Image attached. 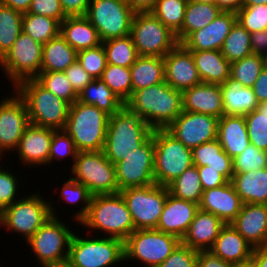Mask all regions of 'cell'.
Returning a JSON list of instances; mask_svg holds the SVG:
<instances>
[{"instance_id": "cell-16", "label": "cell", "mask_w": 267, "mask_h": 267, "mask_svg": "<svg viewBox=\"0 0 267 267\" xmlns=\"http://www.w3.org/2000/svg\"><path fill=\"white\" fill-rule=\"evenodd\" d=\"M115 168L119 192L127 188L155 184L153 136L115 164Z\"/></svg>"}, {"instance_id": "cell-23", "label": "cell", "mask_w": 267, "mask_h": 267, "mask_svg": "<svg viewBox=\"0 0 267 267\" xmlns=\"http://www.w3.org/2000/svg\"><path fill=\"white\" fill-rule=\"evenodd\" d=\"M198 210L197 203L168 194L156 229L182 240Z\"/></svg>"}, {"instance_id": "cell-33", "label": "cell", "mask_w": 267, "mask_h": 267, "mask_svg": "<svg viewBox=\"0 0 267 267\" xmlns=\"http://www.w3.org/2000/svg\"><path fill=\"white\" fill-rule=\"evenodd\" d=\"M193 165L207 166L222 174L231 181L233 172V159L223 150L218 139L205 142L192 149Z\"/></svg>"}, {"instance_id": "cell-39", "label": "cell", "mask_w": 267, "mask_h": 267, "mask_svg": "<svg viewBox=\"0 0 267 267\" xmlns=\"http://www.w3.org/2000/svg\"><path fill=\"white\" fill-rule=\"evenodd\" d=\"M22 32L45 44L60 34V22L47 16L23 13Z\"/></svg>"}, {"instance_id": "cell-49", "label": "cell", "mask_w": 267, "mask_h": 267, "mask_svg": "<svg viewBox=\"0 0 267 267\" xmlns=\"http://www.w3.org/2000/svg\"><path fill=\"white\" fill-rule=\"evenodd\" d=\"M267 168V151L257 149L249 144L240 154L233 158V172L245 173Z\"/></svg>"}, {"instance_id": "cell-46", "label": "cell", "mask_w": 267, "mask_h": 267, "mask_svg": "<svg viewBox=\"0 0 267 267\" xmlns=\"http://www.w3.org/2000/svg\"><path fill=\"white\" fill-rule=\"evenodd\" d=\"M262 69L261 56L251 54L230 64V78L252 88Z\"/></svg>"}, {"instance_id": "cell-4", "label": "cell", "mask_w": 267, "mask_h": 267, "mask_svg": "<svg viewBox=\"0 0 267 267\" xmlns=\"http://www.w3.org/2000/svg\"><path fill=\"white\" fill-rule=\"evenodd\" d=\"M79 224L104 232V237L117 238L123 242L136 230L120 193L93 195L88 212Z\"/></svg>"}, {"instance_id": "cell-35", "label": "cell", "mask_w": 267, "mask_h": 267, "mask_svg": "<svg viewBox=\"0 0 267 267\" xmlns=\"http://www.w3.org/2000/svg\"><path fill=\"white\" fill-rule=\"evenodd\" d=\"M132 93L165 82L164 59L157 56H138L130 67Z\"/></svg>"}, {"instance_id": "cell-12", "label": "cell", "mask_w": 267, "mask_h": 267, "mask_svg": "<svg viewBox=\"0 0 267 267\" xmlns=\"http://www.w3.org/2000/svg\"><path fill=\"white\" fill-rule=\"evenodd\" d=\"M130 35L138 56L164 58L179 43L176 34L151 12L135 13Z\"/></svg>"}, {"instance_id": "cell-2", "label": "cell", "mask_w": 267, "mask_h": 267, "mask_svg": "<svg viewBox=\"0 0 267 267\" xmlns=\"http://www.w3.org/2000/svg\"><path fill=\"white\" fill-rule=\"evenodd\" d=\"M14 91L24 100L29 123L55 130H64L71 104L55 96L35 78L20 81Z\"/></svg>"}, {"instance_id": "cell-7", "label": "cell", "mask_w": 267, "mask_h": 267, "mask_svg": "<svg viewBox=\"0 0 267 267\" xmlns=\"http://www.w3.org/2000/svg\"><path fill=\"white\" fill-rule=\"evenodd\" d=\"M73 230L60 221L59 217L51 216L31 236L27 243L31 247L42 267H58L68 261Z\"/></svg>"}, {"instance_id": "cell-53", "label": "cell", "mask_w": 267, "mask_h": 267, "mask_svg": "<svg viewBox=\"0 0 267 267\" xmlns=\"http://www.w3.org/2000/svg\"><path fill=\"white\" fill-rule=\"evenodd\" d=\"M17 176L12 174L9 170L1 169L0 166V210L3 211L5 208L12 205L17 196L18 183ZM18 181V182H17ZM16 196V197H15Z\"/></svg>"}, {"instance_id": "cell-44", "label": "cell", "mask_w": 267, "mask_h": 267, "mask_svg": "<svg viewBox=\"0 0 267 267\" xmlns=\"http://www.w3.org/2000/svg\"><path fill=\"white\" fill-rule=\"evenodd\" d=\"M250 144L267 151V101L258 103L257 108L245 115Z\"/></svg>"}, {"instance_id": "cell-13", "label": "cell", "mask_w": 267, "mask_h": 267, "mask_svg": "<svg viewBox=\"0 0 267 267\" xmlns=\"http://www.w3.org/2000/svg\"><path fill=\"white\" fill-rule=\"evenodd\" d=\"M134 15L126 0H91L85 17L104 42L130 35Z\"/></svg>"}, {"instance_id": "cell-20", "label": "cell", "mask_w": 267, "mask_h": 267, "mask_svg": "<svg viewBox=\"0 0 267 267\" xmlns=\"http://www.w3.org/2000/svg\"><path fill=\"white\" fill-rule=\"evenodd\" d=\"M237 22L235 12H224L200 30L190 33L181 44L190 51L221 50L231 28Z\"/></svg>"}, {"instance_id": "cell-24", "label": "cell", "mask_w": 267, "mask_h": 267, "mask_svg": "<svg viewBox=\"0 0 267 267\" xmlns=\"http://www.w3.org/2000/svg\"><path fill=\"white\" fill-rule=\"evenodd\" d=\"M254 248L267 245V205L243 204L230 223Z\"/></svg>"}, {"instance_id": "cell-15", "label": "cell", "mask_w": 267, "mask_h": 267, "mask_svg": "<svg viewBox=\"0 0 267 267\" xmlns=\"http://www.w3.org/2000/svg\"><path fill=\"white\" fill-rule=\"evenodd\" d=\"M43 44L23 32L0 59V66L15 87L20 81L35 78L41 72Z\"/></svg>"}, {"instance_id": "cell-45", "label": "cell", "mask_w": 267, "mask_h": 267, "mask_svg": "<svg viewBox=\"0 0 267 267\" xmlns=\"http://www.w3.org/2000/svg\"><path fill=\"white\" fill-rule=\"evenodd\" d=\"M124 103L132 95V81L129 67L107 64L101 78Z\"/></svg>"}, {"instance_id": "cell-48", "label": "cell", "mask_w": 267, "mask_h": 267, "mask_svg": "<svg viewBox=\"0 0 267 267\" xmlns=\"http://www.w3.org/2000/svg\"><path fill=\"white\" fill-rule=\"evenodd\" d=\"M62 185L60 199L63 198L69 204L83 202L82 208L73 216L75 217L73 219L79 223L86 216L93 195L85 185L73 180L71 177Z\"/></svg>"}, {"instance_id": "cell-27", "label": "cell", "mask_w": 267, "mask_h": 267, "mask_svg": "<svg viewBox=\"0 0 267 267\" xmlns=\"http://www.w3.org/2000/svg\"><path fill=\"white\" fill-rule=\"evenodd\" d=\"M254 247L231 225L226 224L220 231L210 251L233 265L252 257Z\"/></svg>"}, {"instance_id": "cell-37", "label": "cell", "mask_w": 267, "mask_h": 267, "mask_svg": "<svg viewBox=\"0 0 267 267\" xmlns=\"http://www.w3.org/2000/svg\"><path fill=\"white\" fill-rule=\"evenodd\" d=\"M222 10L215 3L188 1L181 30L176 34L181 43L190 33L200 30L221 14Z\"/></svg>"}, {"instance_id": "cell-21", "label": "cell", "mask_w": 267, "mask_h": 267, "mask_svg": "<svg viewBox=\"0 0 267 267\" xmlns=\"http://www.w3.org/2000/svg\"><path fill=\"white\" fill-rule=\"evenodd\" d=\"M55 131L52 128L29 124L24 129L16 149L21 163L30 166L48 165L52 136Z\"/></svg>"}, {"instance_id": "cell-65", "label": "cell", "mask_w": 267, "mask_h": 267, "mask_svg": "<svg viewBox=\"0 0 267 267\" xmlns=\"http://www.w3.org/2000/svg\"><path fill=\"white\" fill-rule=\"evenodd\" d=\"M252 257L258 267H267V245L254 248Z\"/></svg>"}, {"instance_id": "cell-22", "label": "cell", "mask_w": 267, "mask_h": 267, "mask_svg": "<svg viewBox=\"0 0 267 267\" xmlns=\"http://www.w3.org/2000/svg\"><path fill=\"white\" fill-rule=\"evenodd\" d=\"M199 209L212 213L225 224H230L240 213L243 202L231 181L227 184L203 191Z\"/></svg>"}, {"instance_id": "cell-5", "label": "cell", "mask_w": 267, "mask_h": 267, "mask_svg": "<svg viewBox=\"0 0 267 267\" xmlns=\"http://www.w3.org/2000/svg\"><path fill=\"white\" fill-rule=\"evenodd\" d=\"M109 115L96 106L75 101L69 110L65 131L71 136L78 152L104 149Z\"/></svg>"}, {"instance_id": "cell-25", "label": "cell", "mask_w": 267, "mask_h": 267, "mask_svg": "<svg viewBox=\"0 0 267 267\" xmlns=\"http://www.w3.org/2000/svg\"><path fill=\"white\" fill-rule=\"evenodd\" d=\"M183 110L221 118L224 115L220 84L200 83L182 92Z\"/></svg>"}, {"instance_id": "cell-61", "label": "cell", "mask_w": 267, "mask_h": 267, "mask_svg": "<svg viewBox=\"0 0 267 267\" xmlns=\"http://www.w3.org/2000/svg\"><path fill=\"white\" fill-rule=\"evenodd\" d=\"M251 50L256 55L267 52V30L251 33Z\"/></svg>"}, {"instance_id": "cell-38", "label": "cell", "mask_w": 267, "mask_h": 267, "mask_svg": "<svg viewBox=\"0 0 267 267\" xmlns=\"http://www.w3.org/2000/svg\"><path fill=\"white\" fill-rule=\"evenodd\" d=\"M167 188L169 194L173 197L199 204L203 189L197 167L192 165L187 168L178 178L172 181Z\"/></svg>"}, {"instance_id": "cell-68", "label": "cell", "mask_w": 267, "mask_h": 267, "mask_svg": "<svg viewBox=\"0 0 267 267\" xmlns=\"http://www.w3.org/2000/svg\"><path fill=\"white\" fill-rule=\"evenodd\" d=\"M260 56L262 59V68L267 70V52L262 53Z\"/></svg>"}, {"instance_id": "cell-52", "label": "cell", "mask_w": 267, "mask_h": 267, "mask_svg": "<svg viewBox=\"0 0 267 267\" xmlns=\"http://www.w3.org/2000/svg\"><path fill=\"white\" fill-rule=\"evenodd\" d=\"M78 150L72 140L71 136L65 130H56L53 133L50 154H49V164L53 161L60 160L67 157L68 155L72 156V161L77 157Z\"/></svg>"}, {"instance_id": "cell-64", "label": "cell", "mask_w": 267, "mask_h": 267, "mask_svg": "<svg viewBox=\"0 0 267 267\" xmlns=\"http://www.w3.org/2000/svg\"><path fill=\"white\" fill-rule=\"evenodd\" d=\"M0 2L23 14L29 11L32 0H0Z\"/></svg>"}, {"instance_id": "cell-11", "label": "cell", "mask_w": 267, "mask_h": 267, "mask_svg": "<svg viewBox=\"0 0 267 267\" xmlns=\"http://www.w3.org/2000/svg\"><path fill=\"white\" fill-rule=\"evenodd\" d=\"M180 243L178 237L157 229L134 230L124 241V260L158 267Z\"/></svg>"}, {"instance_id": "cell-66", "label": "cell", "mask_w": 267, "mask_h": 267, "mask_svg": "<svg viewBox=\"0 0 267 267\" xmlns=\"http://www.w3.org/2000/svg\"><path fill=\"white\" fill-rule=\"evenodd\" d=\"M232 267H258L255 259L253 257L241 261L239 263L233 264Z\"/></svg>"}, {"instance_id": "cell-9", "label": "cell", "mask_w": 267, "mask_h": 267, "mask_svg": "<svg viewBox=\"0 0 267 267\" xmlns=\"http://www.w3.org/2000/svg\"><path fill=\"white\" fill-rule=\"evenodd\" d=\"M70 169L74 174L71 178L85 185L92 195L119 193L115 165L103 150L78 152Z\"/></svg>"}, {"instance_id": "cell-14", "label": "cell", "mask_w": 267, "mask_h": 267, "mask_svg": "<svg viewBox=\"0 0 267 267\" xmlns=\"http://www.w3.org/2000/svg\"><path fill=\"white\" fill-rule=\"evenodd\" d=\"M132 216L136 230L156 229L167 195L166 186L153 184L127 188L119 192Z\"/></svg>"}, {"instance_id": "cell-17", "label": "cell", "mask_w": 267, "mask_h": 267, "mask_svg": "<svg viewBox=\"0 0 267 267\" xmlns=\"http://www.w3.org/2000/svg\"><path fill=\"white\" fill-rule=\"evenodd\" d=\"M218 120L212 115L183 110L165 130L186 147L193 149L217 139Z\"/></svg>"}, {"instance_id": "cell-62", "label": "cell", "mask_w": 267, "mask_h": 267, "mask_svg": "<svg viewBox=\"0 0 267 267\" xmlns=\"http://www.w3.org/2000/svg\"><path fill=\"white\" fill-rule=\"evenodd\" d=\"M158 0H126L131 9L136 12H150Z\"/></svg>"}, {"instance_id": "cell-50", "label": "cell", "mask_w": 267, "mask_h": 267, "mask_svg": "<svg viewBox=\"0 0 267 267\" xmlns=\"http://www.w3.org/2000/svg\"><path fill=\"white\" fill-rule=\"evenodd\" d=\"M77 60L82 68L93 78H101L107 66L106 53L103 44L78 51Z\"/></svg>"}, {"instance_id": "cell-6", "label": "cell", "mask_w": 267, "mask_h": 267, "mask_svg": "<svg viewBox=\"0 0 267 267\" xmlns=\"http://www.w3.org/2000/svg\"><path fill=\"white\" fill-rule=\"evenodd\" d=\"M154 179L168 186L193 165L192 149L175 139L165 129H154Z\"/></svg>"}, {"instance_id": "cell-41", "label": "cell", "mask_w": 267, "mask_h": 267, "mask_svg": "<svg viewBox=\"0 0 267 267\" xmlns=\"http://www.w3.org/2000/svg\"><path fill=\"white\" fill-rule=\"evenodd\" d=\"M102 44L107 64L130 68L138 57L131 35L108 39Z\"/></svg>"}, {"instance_id": "cell-10", "label": "cell", "mask_w": 267, "mask_h": 267, "mask_svg": "<svg viewBox=\"0 0 267 267\" xmlns=\"http://www.w3.org/2000/svg\"><path fill=\"white\" fill-rule=\"evenodd\" d=\"M52 204L37 193L21 197L2 211L1 226L27 241L51 216L58 217Z\"/></svg>"}, {"instance_id": "cell-1", "label": "cell", "mask_w": 267, "mask_h": 267, "mask_svg": "<svg viewBox=\"0 0 267 267\" xmlns=\"http://www.w3.org/2000/svg\"><path fill=\"white\" fill-rule=\"evenodd\" d=\"M125 106L153 130L166 129L183 111L182 92L162 82L134 91Z\"/></svg>"}, {"instance_id": "cell-51", "label": "cell", "mask_w": 267, "mask_h": 267, "mask_svg": "<svg viewBox=\"0 0 267 267\" xmlns=\"http://www.w3.org/2000/svg\"><path fill=\"white\" fill-rule=\"evenodd\" d=\"M237 23L250 34L267 30V4L243 6L237 13Z\"/></svg>"}, {"instance_id": "cell-54", "label": "cell", "mask_w": 267, "mask_h": 267, "mask_svg": "<svg viewBox=\"0 0 267 267\" xmlns=\"http://www.w3.org/2000/svg\"><path fill=\"white\" fill-rule=\"evenodd\" d=\"M198 251L180 243L158 267H197Z\"/></svg>"}, {"instance_id": "cell-42", "label": "cell", "mask_w": 267, "mask_h": 267, "mask_svg": "<svg viewBox=\"0 0 267 267\" xmlns=\"http://www.w3.org/2000/svg\"><path fill=\"white\" fill-rule=\"evenodd\" d=\"M221 52L230 63L250 56L253 54L251 50V34L236 22L226 37Z\"/></svg>"}, {"instance_id": "cell-18", "label": "cell", "mask_w": 267, "mask_h": 267, "mask_svg": "<svg viewBox=\"0 0 267 267\" xmlns=\"http://www.w3.org/2000/svg\"><path fill=\"white\" fill-rule=\"evenodd\" d=\"M12 94L0 101V155L17 149L24 129L30 124L24 100L15 91Z\"/></svg>"}, {"instance_id": "cell-59", "label": "cell", "mask_w": 267, "mask_h": 267, "mask_svg": "<svg viewBox=\"0 0 267 267\" xmlns=\"http://www.w3.org/2000/svg\"><path fill=\"white\" fill-rule=\"evenodd\" d=\"M197 267H232V265L207 250L198 251Z\"/></svg>"}, {"instance_id": "cell-55", "label": "cell", "mask_w": 267, "mask_h": 267, "mask_svg": "<svg viewBox=\"0 0 267 267\" xmlns=\"http://www.w3.org/2000/svg\"><path fill=\"white\" fill-rule=\"evenodd\" d=\"M28 13L47 16L60 23L67 17L64 14L60 0H32Z\"/></svg>"}, {"instance_id": "cell-32", "label": "cell", "mask_w": 267, "mask_h": 267, "mask_svg": "<svg viewBox=\"0 0 267 267\" xmlns=\"http://www.w3.org/2000/svg\"><path fill=\"white\" fill-rule=\"evenodd\" d=\"M231 183L243 204L267 205V168L234 173Z\"/></svg>"}, {"instance_id": "cell-47", "label": "cell", "mask_w": 267, "mask_h": 267, "mask_svg": "<svg viewBox=\"0 0 267 267\" xmlns=\"http://www.w3.org/2000/svg\"><path fill=\"white\" fill-rule=\"evenodd\" d=\"M35 79L55 96L71 105L78 99L64 72H40Z\"/></svg>"}, {"instance_id": "cell-43", "label": "cell", "mask_w": 267, "mask_h": 267, "mask_svg": "<svg viewBox=\"0 0 267 267\" xmlns=\"http://www.w3.org/2000/svg\"><path fill=\"white\" fill-rule=\"evenodd\" d=\"M187 2L188 0H158L150 12L177 34L182 28Z\"/></svg>"}, {"instance_id": "cell-40", "label": "cell", "mask_w": 267, "mask_h": 267, "mask_svg": "<svg viewBox=\"0 0 267 267\" xmlns=\"http://www.w3.org/2000/svg\"><path fill=\"white\" fill-rule=\"evenodd\" d=\"M23 14L0 2V59L22 33Z\"/></svg>"}, {"instance_id": "cell-67", "label": "cell", "mask_w": 267, "mask_h": 267, "mask_svg": "<svg viewBox=\"0 0 267 267\" xmlns=\"http://www.w3.org/2000/svg\"><path fill=\"white\" fill-rule=\"evenodd\" d=\"M267 4V0H244L243 6H255Z\"/></svg>"}, {"instance_id": "cell-3", "label": "cell", "mask_w": 267, "mask_h": 267, "mask_svg": "<svg viewBox=\"0 0 267 267\" xmlns=\"http://www.w3.org/2000/svg\"><path fill=\"white\" fill-rule=\"evenodd\" d=\"M153 129L126 106L109 117L103 152L114 165L151 136Z\"/></svg>"}, {"instance_id": "cell-63", "label": "cell", "mask_w": 267, "mask_h": 267, "mask_svg": "<svg viewBox=\"0 0 267 267\" xmlns=\"http://www.w3.org/2000/svg\"><path fill=\"white\" fill-rule=\"evenodd\" d=\"M244 0H215V4L224 12L237 13L243 7Z\"/></svg>"}, {"instance_id": "cell-69", "label": "cell", "mask_w": 267, "mask_h": 267, "mask_svg": "<svg viewBox=\"0 0 267 267\" xmlns=\"http://www.w3.org/2000/svg\"><path fill=\"white\" fill-rule=\"evenodd\" d=\"M188 1H194L200 3H215V0H188Z\"/></svg>"}, {"instance_id": "cell-36", "label": "cell", "mask_w": 267, "mask_h": 267, "mask_svg": "<svg viewBox=\"0 0 267 267\" xmlns=\"http://www.w3.org/2000/svg\"><path fill=\"white\" fill-rule=\"evenodd\" d=\"M77 101L86 105L96 106L109 116L125 106V103L100 78L90 82L79 93Z\"/></svg>"}, {"instance_id": "cell-70", "label": "cell", "mask_w": 267, "mask_h": 267, "mask_svg": "<svg viewBox=\"0 0 267 267\" xmlns=\"http://www.w3.org/2000/svg\"><path fill=\"white\" fill-rule=\"evenodd\" d=\"M1 221H2V211L0 210V226H1Z\"/></svg>"}, {"instance_id": "cell-58", "label": "cell", "mask_w": 267, "mask_h": 267, "mask_svg": "<svg viewBox=\"0 0 267 267\" xmlns=\"http://www.w3.org/2000/svg\"><path fill=\"white\" fill-rule=\"evenodd\" d=\"M91 0H60L67 17L85 16Z\"/></svg>"}, {"instance_id": "cell-8", "label": "cell", "mask_w": 267, "mask_h": 267, "mask_svg": "<svg viewBox=\"0 0 267 267\" xmlns=\"http://www.w3.org/2000/svg\"><path fill=\"white\" fill-rule=\"evenodd\" d=\"M72 237L67 265L69 267H110L124 260V242L117 238Z\"/></svg>"}, {"instance_id": "cell-57", "label": "cell", "mask_w": 267, "mask_h": 267, "mask_svg": "<svg viewBox=\"0 0 267 267\" xmlns=\"http://www.w3.org/2000/svg\"><path fill=\"white\" fill-rule=\"evenodd\" d=\"M203 191L227 184L229 181L219 172L207 169V166H196Z\"/></svg>"}, {"instance_id": "cell-19", "label": "cell", "mask_w": 267, "mask_h": 267, "mask_svg": "<svg viewBox=\"0 0 267 267\" xmlns=\"http://www.w3.org/2000/svg\"><path fill=\"white\" fill-rule=\"evenodd\" d=\"M165 82L183 92L202 83L190 50L178 43L164 58Z\"/></svg>"}, {"instance_id": "cell-71", "label": "cell", "mask_w": 267, "mask_h": 267, "mask_svg": "<svg viewBox=\"0 0 267 267\" xmlns=\"http://www.w3.org/2000/svg\"><path fill=\"white\" fill-rule=\"evenodd\" d=\"M58 267H69V266L66 264V265H61V266H58Z\"/></svg>"}, {"instance_id": "cell-26", "label": "cell", "mask_w": 267, "mask_h": 267, "mask_svg": "<svg viewBox=\"0 0 267 267\" xmlns=\"http://www.w3.org/2000/svg\"><path fill=\"white\" fill-rule=\"evenodd\" d=\"M225 225L216 215L199 209L181 243L196 251L210 250Z\"/></svg>"}, {"instance_id": "cell-34", "label": "cell", "mask_w": 267, "mask_h": 267, "mask_svg": "<svg viewBox=\"0 0 267 267\" xmlns=\"http://www.w3.org/2000/svg\"><path fill=\"white\" fill-rule=\"evenodd\" d=\"M42 53L41 72H64L78 54L60 34L43 44Z\"/></svg>"}, {"instance_id": "cell-60", "label": "cell", "mask_w": 267, "mask_h": 267, "mask_svg": "<svg viewBox=\"0 0 267 267\" xmlns=\"http://www.w3.org/2000/svg\"><path fill=\"white\" fill-rule=\"evenodd\" d=\"M259 103L267 101V70L262 69L257 80L252 86Z\"/></svg>"}, {"instance_id": "cell-29", "label": "cell", "mask_w": 267, "mask_h": 267, "mask_svg": "<svg viewBox=\"0 0 267 267\" xmlns=\"http://www.w3.org/2000/svg\"><path fill=\"white\" fill-rule=\"evenodd\" d=\"M60 35L77 52L102 44L97 29L85 16L66 17L60 23Z\"/></svg>"}, {"instance_id": "cell-56", "label": "cell", "mask_w": 267, "mask_h": 267, "mask_svg": "<svg viewBox=\"0 0 267 267\" xmlns=\"http://www.w3.org/2000/svg\"><path fill=\"white\" fill-rule=\"evenodd\" d=\"M67 79L69 80L74 92L79 93L94 79L82 68L81 64L74 62L64 71Z\"/></svg>"}, {"instance_id": "cell-31", "label": "cell", "mask_w": 267, "mask_h": 267, "mask_svg": "<svg viewBox=\"0 0 267 267\" xmlns=\"http://www.w3.org/2000/svg\"><path fill=\"white\" fill-rule=\"evenodd\" d=\"M203 83L223 84L230 78V62L221 50L191 51Z\"/></svg>"}, {"instance_id": "cell-28", "label": "cell", "mask_w": 267, "mask_h": 267, "mask_svg": "<svg viewBox=\"0 0 267 267\" xmlns=\"http://www.w3.org/2000/svg\"><path fill=\"white\" fill-rule=\"evenodd\" d=\"M217 139L232 159L240 154L250 144L245 116L223 115L218 120Z\"/></svg>"}, {"instance_id": "cell-30", "label": "cell", "mask_w": 267, "mask_h": 267, "mask_svg": "<svg viewBox=\"0 0 267 267\" xmlns=\"http://www.w3.org/2000/svg\"><path fill=\"white\" fill-rule=\"evenodd\" d=\"M220 87L224 115L245 116L257 108L259 102L251 87H245L232 78H228Z\"/></svg>"}]
</instances>
